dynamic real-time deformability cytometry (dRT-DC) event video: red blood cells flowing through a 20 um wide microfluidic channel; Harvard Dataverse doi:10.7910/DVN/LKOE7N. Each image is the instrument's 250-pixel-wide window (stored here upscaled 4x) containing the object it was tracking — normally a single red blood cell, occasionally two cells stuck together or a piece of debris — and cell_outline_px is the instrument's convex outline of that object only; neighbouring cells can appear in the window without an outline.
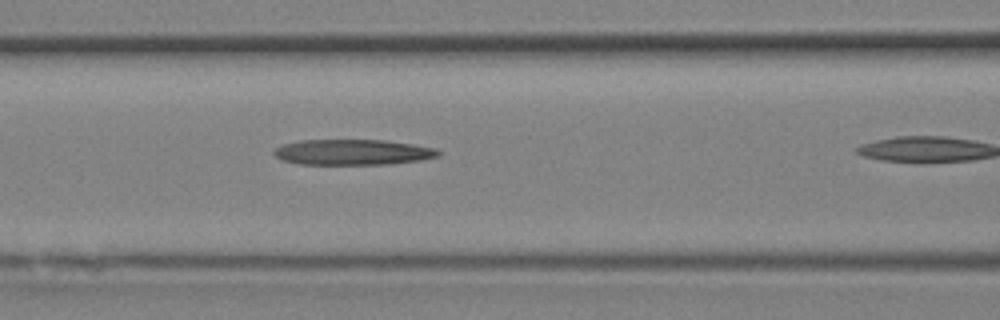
{"species": "Egyptian fruit bat (a non-hibernating species)", "species_latin": "Rousettus aegyptiacus", "temperature_condition": "room temperature", "stored_images_in_passage": 11, "segment_of_instrument_passage": [1, 2], "camera_frame_rate_fps": 3000, "um_per_image_px": 0.085, "animal": {"sex": "female"}, "frame": {"image": 1, "passage_image": 10, "time_ms": 3.0, "image_size_px": [1000, 320], "cell_outline_px": [[440, 156], [420, 160], [388, 164], [300, 164], [284, 160], [276, 156], [272, 152], [276, 148], [284, 144], [300, 140], [384, 140], [412, 144], [436, 148], [440, 152]], "centroid_in_image_um": [30.0, 12.93], "position_along_channel_um": 136.6, "area_um2": 24.33}}